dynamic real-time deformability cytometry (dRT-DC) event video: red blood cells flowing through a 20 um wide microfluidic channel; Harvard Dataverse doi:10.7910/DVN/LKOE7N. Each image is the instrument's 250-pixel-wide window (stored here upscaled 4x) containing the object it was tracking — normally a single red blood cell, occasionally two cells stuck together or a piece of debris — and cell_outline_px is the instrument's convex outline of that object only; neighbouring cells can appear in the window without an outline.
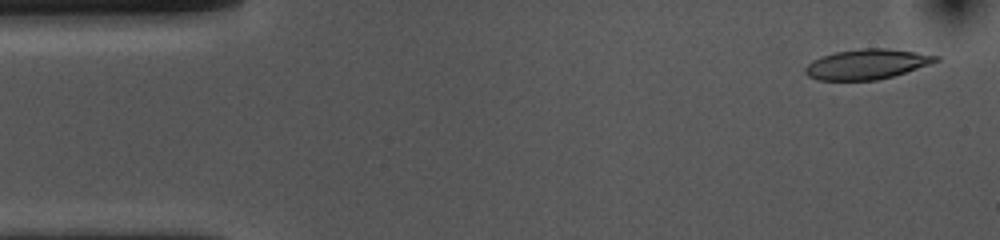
{"species": "common noctule bat (a hibernating species)", "species_latin": "Nyctalus noctula", "temperature_condition": "cold", "stored_images_in_passage": 9, "camera_frame_rate_fps": 3000, "um_per_image_px": 0.085, "animal": {"sex": "female", "body_mass_g": 10.0, "forearm_length_mm": 53.1}, "frame": {"image": 1, "passage_image": 2, "time_ms": 0.333, "image_size_px": [1000, 240], "cell_outline_px": [[940, 60], [892, 76], [876, 80], [820, 80], [808, 76], [804, 72], [804, 68], [812, 60], [820, 56], [836, 52], [860, 48], [884, 48], [916, 52], [940, 56]], "centroid_in_image_um": [73.64, 5.45], "position_along_channel_um": 11.4, "area_um2": 22.66}}